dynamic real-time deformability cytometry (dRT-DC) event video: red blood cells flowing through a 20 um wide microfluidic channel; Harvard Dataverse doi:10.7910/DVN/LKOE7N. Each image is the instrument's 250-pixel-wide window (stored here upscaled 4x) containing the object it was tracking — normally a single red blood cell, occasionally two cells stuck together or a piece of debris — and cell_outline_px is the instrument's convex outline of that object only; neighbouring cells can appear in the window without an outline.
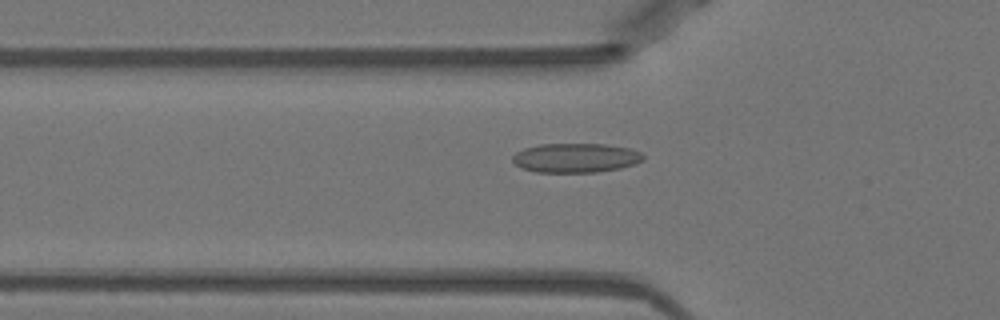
{"species": "Egyptian fruit bat (a non-hibernating species)", "species_latin": "Rousettus aegyptiacus", "temperature_condition": "warm", "stored_images_in_passage": 52, "camera_frame_rate_fps": 3000, "um_per_image_px": 0.085, "animal": {"sex": "female"}, "frame": {"image": 1, "passage_image": 18, "time_ms": 5.667, "image_size_px": [1000, 320], "cell_outline_px": [[644, 160], [636, 164], [620, 168], [596, 172], [536, 172], [520, 168], [512, 160], [512, 156], [516, 152], [524, 148], [540, 144], [604, 144], [628, 148], [640, 152], [644, 156]], "centroid_in_image_um": [48.92, 13.42], "position_along_channel_um": 76.9, "area_um2": 22.37}}
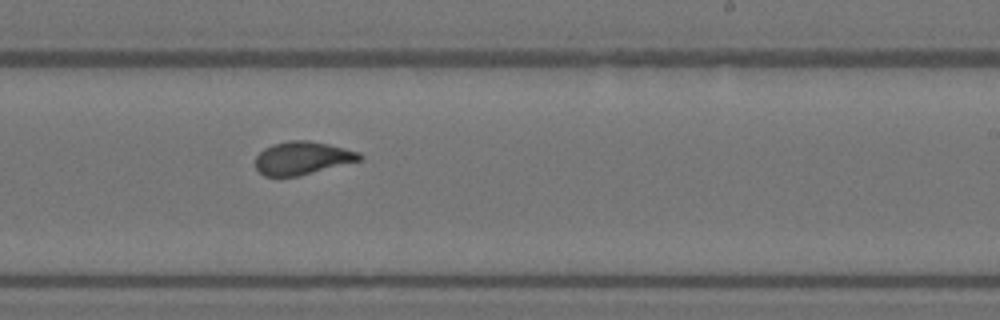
{"frame": {"image": 2, "passage_image": 32, "time_ms": 10.333, "image_size_px": [1000, 320], "cell_outline_px": [[364, 160], [300, 176], [264, 176], [256, 168], [256, 156], [264, 148], [272, 144], [288, 140], [308, 140], [328, 144], [360, 152], [364, 156]], "centroid_in_image_um": [25.75, 13.44], "position_along_channel_um": 263.3, "area_um2": 20.35}}
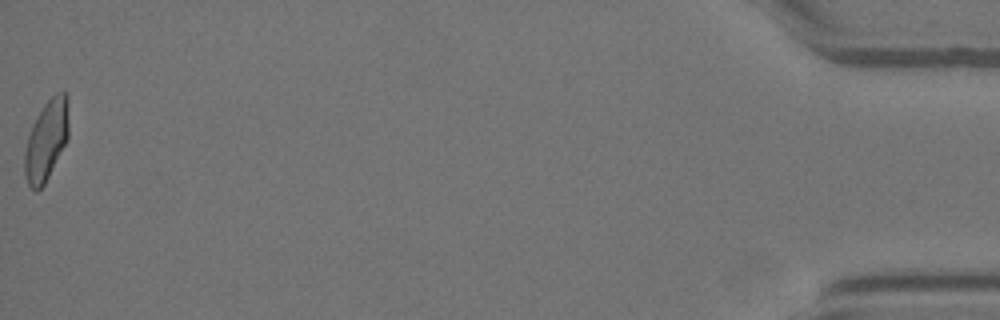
{"frame": {"image": 3, "passage_image": 52, "time_ms": 17.0, "image_size_px": [1000, 320], "cell_outline_px": [[68, 136], [44, 184], [36, 192], [28, 184], [24, 176], [24, 152], [28, 136], [32, 124], [44, 104], [56, 92], [68, 92]], "centroid_in_image_um": [3.92, 11.89], "position_along_channel_um": 431.3, "area_um2": 20.4}, "authors_computed_cell_mechanics": {"area_um2": 20.6346, "velocity_mm_per_s": 3.9864, "shape_relaxation_time_tau1_ms": 7.3468, "shape_relaxation_time_tau2_ms": 0.8759, "deformation_change_tau1": 0.2049, "deformation_change_tau2": 0.0676}}